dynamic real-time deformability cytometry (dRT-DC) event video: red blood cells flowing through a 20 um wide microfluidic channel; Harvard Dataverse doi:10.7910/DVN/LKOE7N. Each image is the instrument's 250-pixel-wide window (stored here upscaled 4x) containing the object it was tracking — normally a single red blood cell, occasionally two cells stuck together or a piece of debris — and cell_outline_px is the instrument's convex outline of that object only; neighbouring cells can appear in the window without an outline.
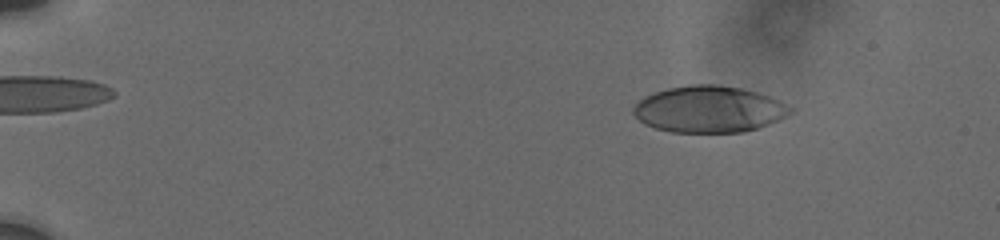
{"species": "human", "species_latin": "Homo sapiens", "temperature_condition": "cold", "stored_images_in_passage": 23, "camera_frame_rate_fps": 3000, "um_per_image_px": 0.085, "donor": {"sex": "male"}, "frame": {"image": 1, "passage_image": 7, "time_ms": 2.0, "image_size_px": [1000, 240], "cell_outline_px": [[792, 112], [768, 124], [756, 128], [740, 132], [672, 132], [656, 128], [644, 124], [632, 112], [632, 108], [644, 96], [668, 88], [688, 84], [716, 84], [740, 88], [756, 92], [768, 96], [792, 108]], "centroid_in_image_um": [60.21, 9.28], "position_along_channel_um": 24.8, "area_um2": 42.08}}
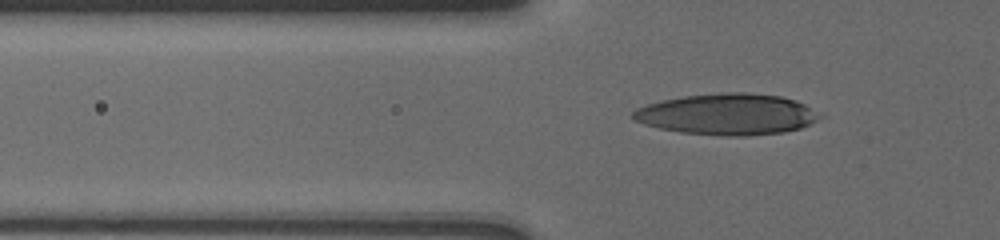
{"frame": {"image": 2, "passage_image": 18, "time_ms": 6.0, "image_size_px": [1000, 240], "cell_outline_px": [[824, 116], [800, 128], [784, 132], [744, 136], [724, 136], [684, 132], [660, 128], [644, 124], [636, 120], [632, 116], [632, 112], [636, 108], [648, 104], [664, 100], [684, 96], [720, 92], [744, 92], [780, 96], [796, 100], [824, 112]], "centroid_in_image_um": [61.9, 9.7], "position_along_channel_um": 63.9, "area_um2": 44.91}}
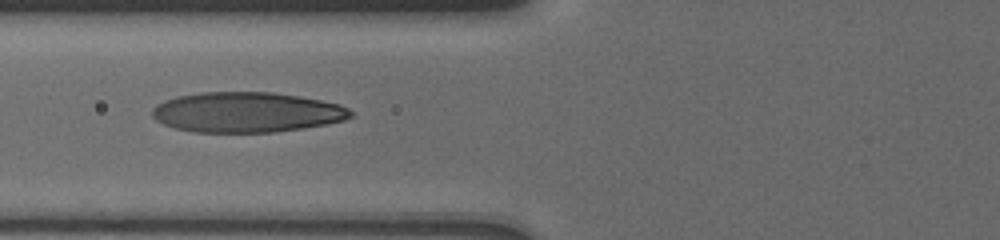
{"frame": {"image": 3, "passage_image": 22, "time_ms": 7.333, "image_size_px": [1000, 240], "cell_outline_px": [[352, 116], [344, 120], [328, 124], [304, 128], [276, 132], [192, 132], [176, 128], [164, 124], [156, 120], [152, 116], [152, 108], [156, 104], [164, 100], [176, 96], [200, 92], [272, 92], [300, 96], [340, 104], [348, 108], [352, 112]], "centroid_in_image_um": [20.96, 9.54], "position_along_channel_um": 104.8, "area_um2": 46.76}}